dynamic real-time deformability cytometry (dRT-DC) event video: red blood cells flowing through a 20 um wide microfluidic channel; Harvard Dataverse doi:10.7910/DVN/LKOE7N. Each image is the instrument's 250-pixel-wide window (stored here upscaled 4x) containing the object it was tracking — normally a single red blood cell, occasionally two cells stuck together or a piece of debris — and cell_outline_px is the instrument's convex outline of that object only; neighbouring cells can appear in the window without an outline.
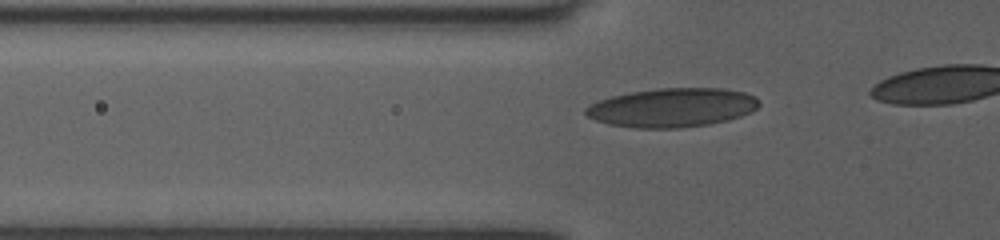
{"species": "human", "species_latin": "Homo sapiens", "temperature_condition": "room temperature", "stored_images_in_passage": 21, "camera_frame_rate_fps": 3000, "um_per_image_px": 0.085, "donor": {"sex": "female"}, "frame": {"image": 1, "passage_image": 15, "time_ms": 4.667, "image_size_px": [1000, 240], "cell_outline_px": [[760, 104], [752, 112], [728, 120], [708, 124], [680, 128], [636, 128], [608, 124], [596, 120], [588, 116], [584, 112], [584, 108], [588, 104], [596, 100], [612, 96], [632, 92], [656, 88], [720, 88], [744, 92], [756, 96], [760, 100]], "centroid_in_image_um": [57.13, 9.14], "position_along_channel_um": 68.7, "area_um2": 39.59}}
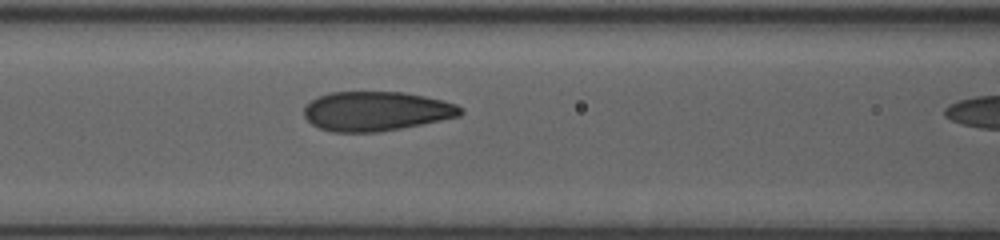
{"frame": {"image": 2, "passage_image": 20, "time_ms": 6.333, "image_size_px": [1000, 240], "cell_outline_px": [[464, 112], [460, 116], [380, 132], [332, 132], [320, 128], [312, 124], [304, 116], [304, 104], [328, 92], [404, 92], [444, 100], [456, 104], [464, 108]], "centroid_in_image_um": [31.98, 9.44], "position_along_channel_um": 134.6, "area_um2": 36.01}}